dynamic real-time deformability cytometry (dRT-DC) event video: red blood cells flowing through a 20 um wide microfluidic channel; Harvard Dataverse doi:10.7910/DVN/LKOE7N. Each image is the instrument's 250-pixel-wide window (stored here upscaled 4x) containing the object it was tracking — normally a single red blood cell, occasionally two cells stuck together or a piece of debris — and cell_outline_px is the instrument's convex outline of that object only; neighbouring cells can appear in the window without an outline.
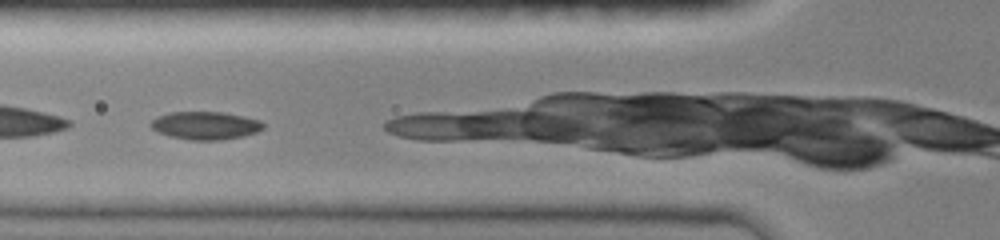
{"species": "common noctule bat (a hibernating species)", "species_latin": "Nyctalus noctula", "temperature_condition": "room temperature", "stored_images_in_passage": 28, "camera_frame_rate_fps": 3000, "um_per_image_px": 0.085, "animal": {"sex": "female", "body_mass_g": 19.0, "forearm_length_mm": 51.5}, "frame": {"image": 1, "passage_image": 5, "time_ms": 1.333, "image_size_px": [1000, 240], "cell_outline_px": [[264, 128], [256, 132], [244, 136], [220, 140], [192, 140], [168, 136], [152, 128], [148, 124], [156, 116], [168, 112], [224, 112], [244, 116], [260, 120], [264, 124]], "centroid_in_image_um": [17.45, 10.66], "position_along_channel_um": 108.3, "area_um2": 18.44}}
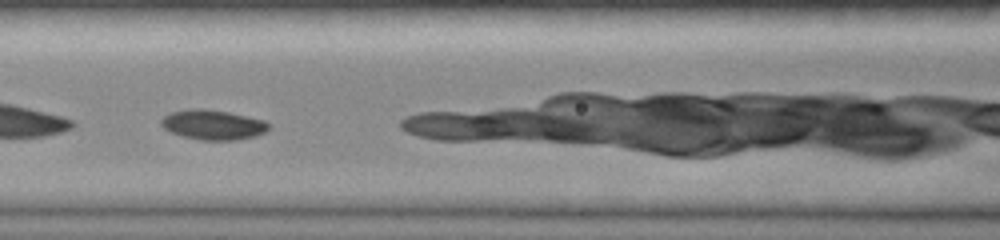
{"frame": {"image": 2, "passage_image": 8, "time_ms": 2.333, "image_size_px": [1000, 240], "cell_outline_px": [[268, 128], [264, 132], [256, 136], [236, 140], [200, 140], [184, 136], [172, 132], [164, 128], [160, 124], [160, 120], [164, 116], [172, 112], [188, 108], [204, 108], [228, 112], [264, 120], [268, 124]], "centroid_in_image_um": [18.08, 10.6], "position_along_channel_um": 148.5, "area_um2": 18.61}, "authors_computed_cell_mechanics": {"area_um2": 18.1492, "velocity_mm_per_s": 4.025, "shape_relaxation_time_tau1_ms": 2.3186, "shape_relaxation_time_tau2_ms": null, "deformation_change_tau1": 0.1057, "deformation_change_tau2": null}}